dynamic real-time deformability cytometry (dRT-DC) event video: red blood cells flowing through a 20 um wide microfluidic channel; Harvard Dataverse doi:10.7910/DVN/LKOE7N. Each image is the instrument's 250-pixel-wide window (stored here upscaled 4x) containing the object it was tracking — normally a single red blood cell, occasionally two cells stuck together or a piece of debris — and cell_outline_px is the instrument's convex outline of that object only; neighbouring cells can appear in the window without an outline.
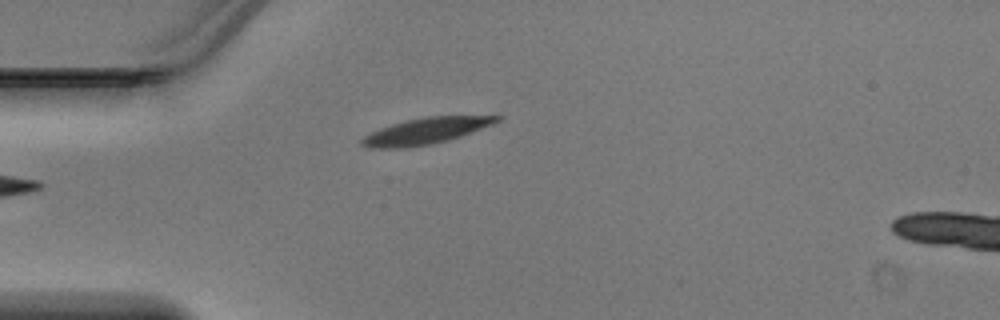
{"species": "Egyptian fruit bat (a non-hibernating species)", "species_latin": "Rousettus aegyptiacus", "temperature_condition": "warm", "stored_images_in_passage": 30, "camera_frame_rate_fps": 3000, "um_per_image_px": 0.085, "animal": {"sex": "male"}, "frame": {"image": 1, "passage_image": 1, "time_ms": 0.0, "image_size_px": [1000, 320], "cell_outline_px": [[504, 116], [500, 120], [492, 124], [460, 136], [448, 140], [432, 144], [404, 148], [368, 148], [360, 144], [360, 140], [364, 136], [380, 128], [404, 120], [424, 116]], "centroid_in_image_um": [36.14, 11.13], "position_along_channel_um": 48.9, "area_um2": 20.52}}
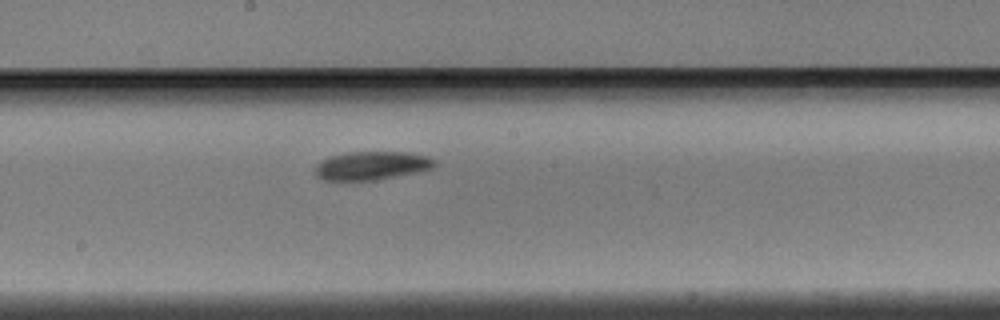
{"frame": {"image": 2, "passage_image": 14, "time_ms": 4.333, "image_size_px": [1000, 320], "cell_outline_px": [[436, 164], [432, 168], [420, 172], [376, 180], [324, 180], [316, 176], [316, 164], [320, 160], [332, 156], [348, 152], [408, 152], [428, 156], [436, 160]], "centroid_in_image_um": [31.63, 14.08], "position_along_channel_um": 216.6, "area_um2": 19.94}}
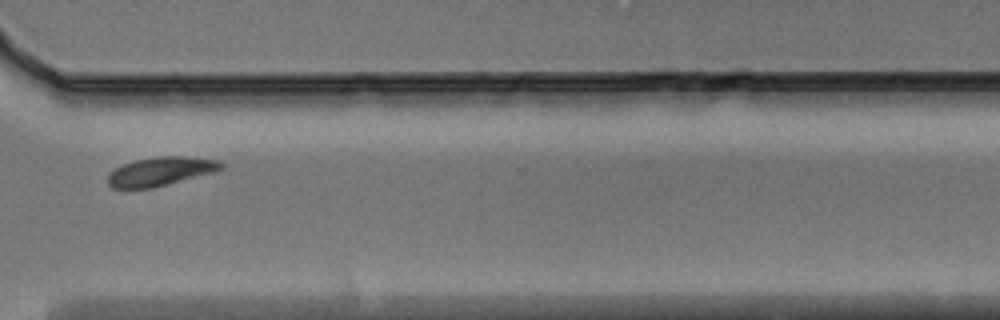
{"frame": {"image": 3, "passage_image": 24, "time_ms": 7.667, "image_size_px": [1000, 320], "cell_outline_px": [[224, 168], [216, 172], [152, 188], [112, 188], [108, 184], [108, 176], [116, 168], [124, 164], [136, 160], [156, 156], [184, 156], [216, 160], [224, 164]], "centroid_in_image_um": [13.69, 14.57], "position_along_channel_um": 356.9, "area_um2": 18.9}}